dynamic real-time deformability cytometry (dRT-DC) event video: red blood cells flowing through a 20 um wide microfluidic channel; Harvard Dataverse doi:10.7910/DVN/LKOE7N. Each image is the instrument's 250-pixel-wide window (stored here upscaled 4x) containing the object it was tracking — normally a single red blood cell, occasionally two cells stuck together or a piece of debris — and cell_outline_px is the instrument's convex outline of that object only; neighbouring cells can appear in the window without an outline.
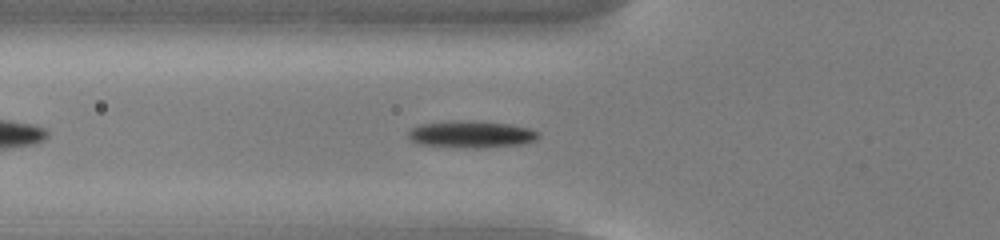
{"species": "common noctule bat (a hibernating species)", "species_latin": "Nyctalus noctula", "temperature_condition": "cold", "stored_images_in_passage": 43, "camera_frame_rate_fps": 3000, "um_per_image_px": 0.085, "animal": {"sex": "male", "body_mass_g": 13.0, "forearm_length_mm": 53.1}, "frame": {"image": 1, "passage_image": 8, "time_ms": 2.333, "image_size_px": [1000, 240], "cell_outline_px": [[540, 136], [536, 140], [520, 144], [476, 148], [420, 144], [412, 140], [408, 136], [408, 132], [412, 128], [420, 124], [452, 120], [472, 120], [508, 124], [528, 128], [536, 132]], "centroid_in_image_um": [40.04, 11.4], "position_along_channel_um": 85.8, "area_um2": 20.17}}
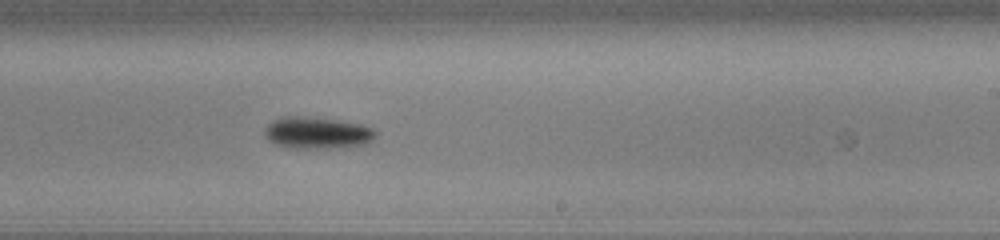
{"frame": {"image": 2, "passage_image": 22, "time_ms": 7.0, "image_size_px": [1000, 240], "cell_outline_px": [[376, 136], [368, 144], [344, 148], [296, 148], [276, 144], [268, 140], [264, 136], [264, 128], [272, 120], [284, 116], [300, 116], [336, 120], [360, 124], [372, 128], [376, 132]], "centroid_in_image_um": [26.96, 11.3], "position_along_channel_um": 262.0, "area_um2": 20.69}}
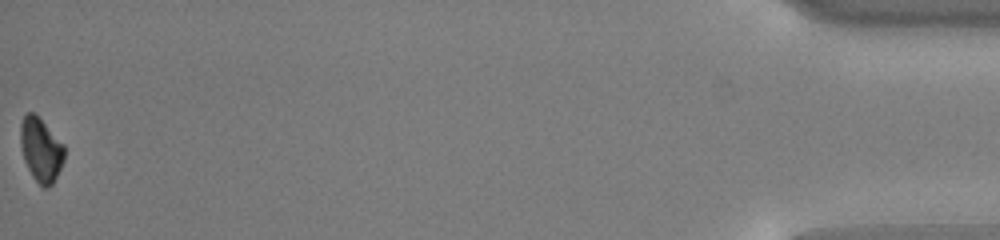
{"frame": {"image": 3, "passage_image": 43, "time_ms": 14.0, "image_size_px": [1000, 240], "cell_outline_px": [[64, 160], [52, 184], [48, 188], [44, 188], [32, 176], [24, 160], [20, 144], [20, 124], [24, 116], [28, 112], [36, 112], [40, 116], [64, 144]], "centroid_in_image_um": [3.47, 12.67], "position_along_channel_um": 431.7, "area_um2": 16.53}, "authors_computed_cell_mechanics": {"area_um2": 18.785, "velocity_mm_per_s": 3.7776, "shape_relaxation_time_tau1_ms": 1.9373, "shape_relaxation_time_tau2_ms": null, "deformation_change_tau1": 0.0971, "deformation_change_tau2": null}}